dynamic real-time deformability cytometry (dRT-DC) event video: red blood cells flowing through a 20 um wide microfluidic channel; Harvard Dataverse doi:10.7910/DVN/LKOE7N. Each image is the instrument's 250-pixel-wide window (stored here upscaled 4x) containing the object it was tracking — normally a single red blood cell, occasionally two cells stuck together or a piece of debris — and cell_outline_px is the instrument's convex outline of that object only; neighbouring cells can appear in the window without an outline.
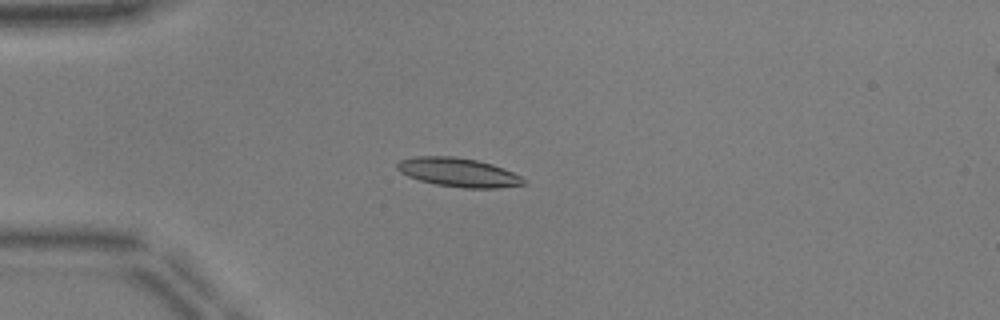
{"species": "common noctule bat (a hibernating species)", "species_latin": "Nyctalus noctula", "temperature_condition": "warm", "stored_images_in_passage": 53, "camera_frame_rate_fps": 3000, "um_per_image_px": 0.085, "animal": {"sex": "male", "body_mass_g": 17.9, "forearm_length_mm": 54.2}, "frame": {"image": 1, "passage_image": 15, "time_ms": 4.667, "image_size_px": [1000, 320], "cell_outline_px": [[524, 184], [496, 188], [464, 188], [436, 184], [420, 180], [408, 176], [400, 172], [396, 168], [396, 164], [400, 160], [416, 156], [456, 156], [476, 160], [492, 164], [504, 168], [520, 176], [524, 180]], "centroid_in_image_um": [38.93, 14.64], "position_along_channel_um": 46.1, "area_um2": 21.15}}
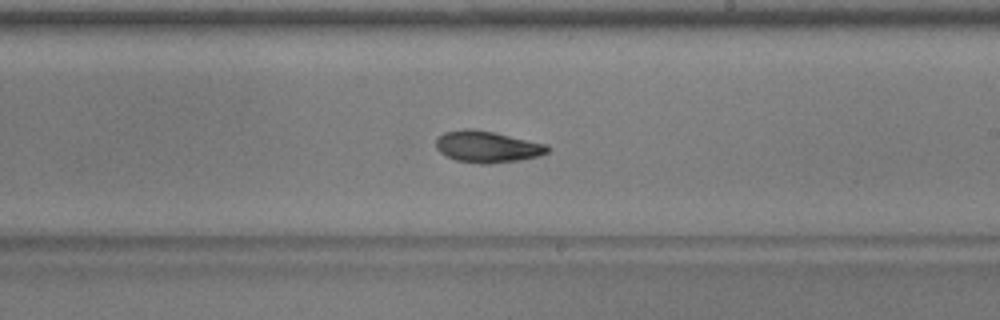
{"frame": {"image": 2, "passage_image": 32, "time_ms": 10.333, "image_size_px": [1000, 320], "cell_outline_px": [[552, 148], [548, 152], [540, 156], [520, 160], [488, 164], [480, 164], [456, 160], [444, 156], [436, 148], [436, 140], [444, 132], [464, 128], [472, 128], [492, 132], [548, 144]], "centroid_in_image_um": [41.43, 12.48], "position_along_channel_um": 247.6, "area_um2": 20.69}}
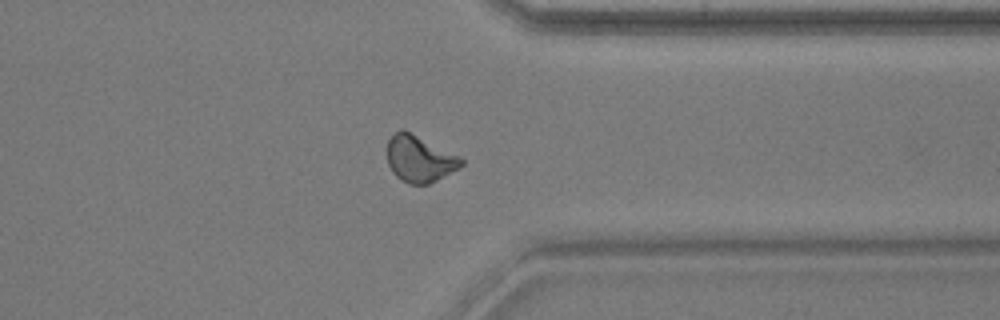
{"frame": {"image": 3, "passage_image": 42, "time_ms": 13.667, "image_size_px": [1000, 320], "cell_outline_px": [[464, 164], [436, 180], [428, 184], [408, 184], [400, 180], [392, 172], [388, 164], [388, 140], [400, 128], [404, 128], [460, 156], [464, 160]], "centroid_in_image_um": [35.65, 13.48], "position_along_channel_um": 375.8, "area_um2": 20.11}, "authors_computed_cell_mechanics": {"area_um2": 20.23, "velocity_mm_per_s": 3.9248, "shape_relaxation_time_tau1_ms": 3.6318, "shape_relaxation_time_tau2_ms": 4.9294, "deformation_change_tau1": 0.1711, "deformation_change_tau2": 0.1164}}